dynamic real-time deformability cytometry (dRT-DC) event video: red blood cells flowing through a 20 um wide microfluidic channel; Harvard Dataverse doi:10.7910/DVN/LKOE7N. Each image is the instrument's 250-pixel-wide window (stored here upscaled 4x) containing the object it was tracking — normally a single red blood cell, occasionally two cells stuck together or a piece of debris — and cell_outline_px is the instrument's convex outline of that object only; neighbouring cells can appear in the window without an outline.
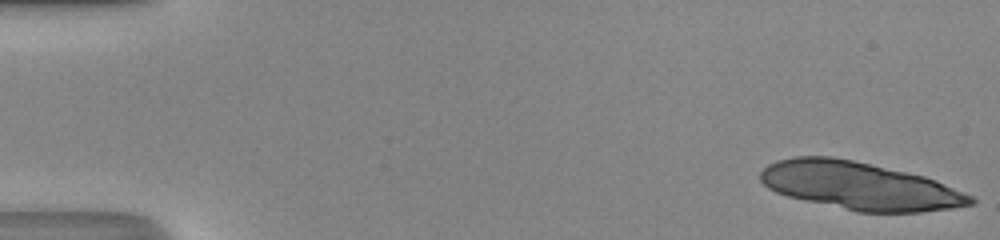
{"species": "human", "species_latin": "Homo sapiens", "temperature_condition": "room temperature", "stored_images_in_passage": 15, "camera_frame_rate_fps": 3000, "um_per_image_px": 0.085, "donor": {"sex": "male"}, "frame": {"image": 1, "passage_image": 1, "time_ms": 0.0, "image_size_px": [1000, 240], "cell_outline_px": [[976, 204], [952, 208], [920, 212], [856, 212], [804, 200], [788, 196], [776, 192], [768, 188], [760, 180], [760, 172], [768, 164], [776, 160], [796, 156], [832, 156], [872, 164], [924, 176], [936, 180], [972, 196], [976, 200]], "centroid_in_image_um": [73.05, 15.8], "position_along_channel_um": 11.9, "area_um2": 58.38}}